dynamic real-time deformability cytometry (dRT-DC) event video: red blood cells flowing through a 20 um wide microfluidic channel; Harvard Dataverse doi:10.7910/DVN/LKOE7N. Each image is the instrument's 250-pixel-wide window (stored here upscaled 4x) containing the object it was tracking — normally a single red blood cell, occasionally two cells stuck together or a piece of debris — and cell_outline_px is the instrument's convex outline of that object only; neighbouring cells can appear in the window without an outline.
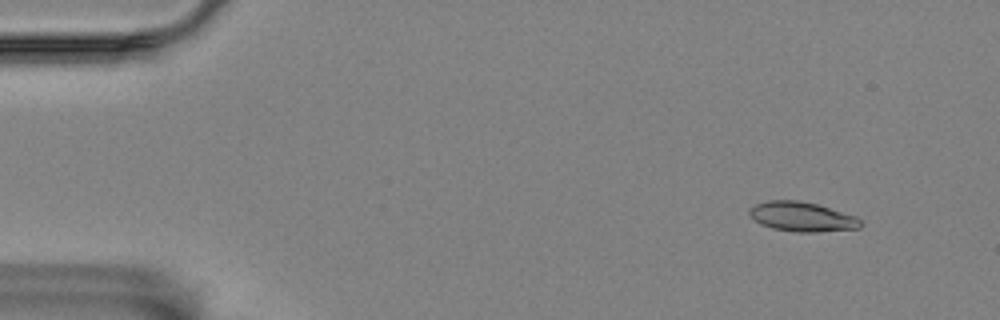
{"species": "Egyptian fruit bat (a non-hibernating species)", "species_latin": "Rousettus aegyptiacus", "temperature_condition": "room temperature", "stored_images_in_passage": 5, "camera_frame_rate_fps": 3000, "um_per_image_px": 0.085, "animal": {"sex": "female"}, "frame": {"image": 1, "passage_image": 2, "time_ms": 1.333, "image_size_px": [1000, 320], "cell_outline_px": [[860, 228], [816, 232], [796, 232], [772, 228], [760, 224], [748, 212], [756, 204], [768, 200], [796, 200], [816, 204], [856, 216], [860, 220]], "centroid_in_image_um": [68.17, 18.42], "position_along_channel_um": 16.8, "area_um2": 18.84}}
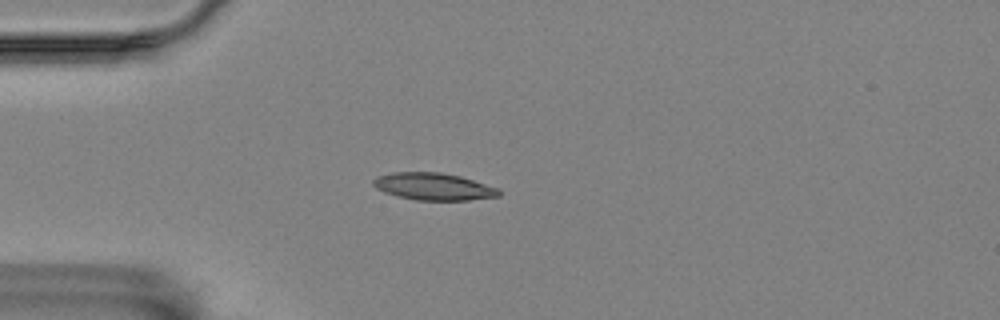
{"frame": {"image": 2, "passage_image": 5, "time_ms": 4.667, "image_size_px": [1000, 320], "cell_outline_px": [[500, 196], [468, 200], [416, 200], [396, 196], [384, 192], [376, 188], [372, 184], [372, 180], [376, 176], [392, 172], [440, 172], [460, 176], [496, 188], [500, 192]], "centroid_in_image_um": [36.78, 15.85], "position_along_channel_um": 48.2, "area_um2": 19.83}}